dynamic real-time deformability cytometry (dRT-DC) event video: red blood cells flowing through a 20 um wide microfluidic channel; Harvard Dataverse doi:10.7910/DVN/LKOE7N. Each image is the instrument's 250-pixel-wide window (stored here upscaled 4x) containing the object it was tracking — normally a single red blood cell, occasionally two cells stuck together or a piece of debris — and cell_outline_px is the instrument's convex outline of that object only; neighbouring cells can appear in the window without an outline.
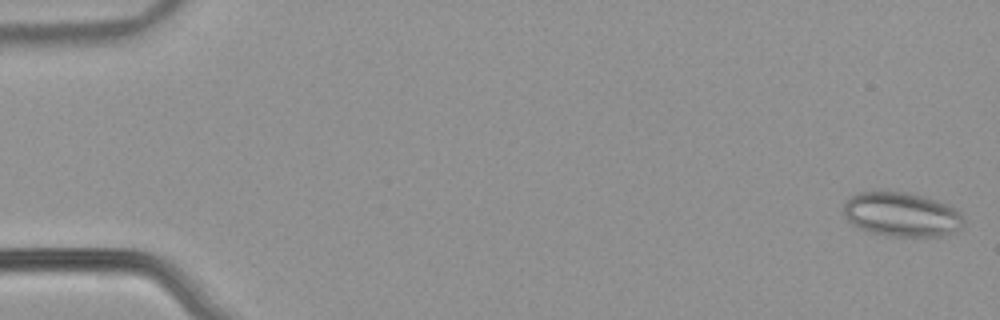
{"species": "common noctule bat (a hibernating species)", "species_latin": "Nyctalus noctula", "temperature_condition": "warm", "stored_images_in_passage": 11, "camera_frame_rate_fps": 3000, "um_per_image_px": 0.085, "animal": {"sex": "male", "body_mass_g": 21.5, "forearm_length_mm": 52.0}, "frame": {"image": 1, "passage_image": 2, "time_ms": 0.333, "image_size_px": [1000, 320], "cell_outline_px": [[964, 220], [960, 228], [956, 232], [940, 236], [892, 236], [872, 232], [860, 228], [852, 224], [844, 216], [844, 204], [856, 192], [908, 192], [924, 196], [948, 204], [956, 208], [960, 212]], "centroid_in_image_um": [76.67, 18.22], "position_along_channel_um": 8.3, "area_um2": 30.92}}